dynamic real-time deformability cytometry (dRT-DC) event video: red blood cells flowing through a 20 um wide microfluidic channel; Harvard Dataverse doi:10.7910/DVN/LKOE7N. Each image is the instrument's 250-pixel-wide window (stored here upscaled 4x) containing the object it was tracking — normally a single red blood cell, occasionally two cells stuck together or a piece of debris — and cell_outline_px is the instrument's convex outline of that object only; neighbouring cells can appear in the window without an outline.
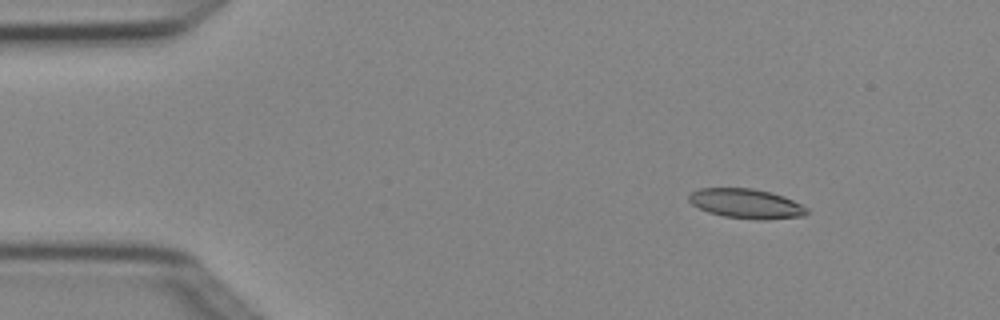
{"species": "Egyptian fruit bat (a non-hibernating species)", "species_latin": "Rousettus aegyptiacus", "temperature_condition": "cold", "stored_images_in_passage": 5, "camera_frame_rate_fps": 3000, "um_per_image_px": 0.085, "animal": {"sex": "female"}, "frame": {"image": 1, "passage_image": 2, "time_ms": 0.333, "image_size_px": [1000, 320], "cell_outline_px": [[808, 212], [804, 216], [768, 220], [756, 220], [724, 216], [708, 212], [692, 204], [688, 200], [688, 196], [692, 192], [700, 188], [752, 188], [784, 196], [808, 208]], "centroid_in_image_um": [63.44, 17.32], "position_along_channel_um": 21.6, "area_um2": 20.35}}